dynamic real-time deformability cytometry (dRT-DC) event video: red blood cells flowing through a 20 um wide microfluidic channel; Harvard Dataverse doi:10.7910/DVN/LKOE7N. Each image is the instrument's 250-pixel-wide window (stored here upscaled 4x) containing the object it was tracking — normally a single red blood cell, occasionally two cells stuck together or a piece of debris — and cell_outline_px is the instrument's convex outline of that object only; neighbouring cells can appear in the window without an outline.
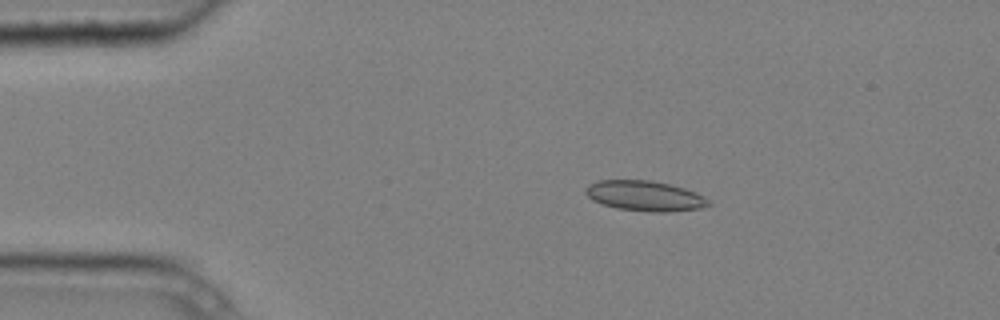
{"species": "common noctule bat (a hibernating species)", "species_latin": "Nyctalus noctula", "temperature_condition": "cold", "stored_images_in_passage": 5, "camera_frame_rate_fps": 3000, "um_per_image_px": 0.085, "animal": {"sex": "male", "body_mass_g": 20.4}, "frame": {"image": 1, "passage_image": 3, "time_ms": 0.667, "image_size_px": [1000, 320], "cell_outline_px": [[712, 204], [700, 208], [664, 212], [652, 212], [616, 208], [592, 200], [584, 192], [584, 188], [588, 184], [596, 180], [652, 180], [684, 188], [696, 192], [704, 196]], "centroid_in_image_um": [54.78, 16.64], "position_along_channel_um": 30.2, "area_um2": 21.68}}
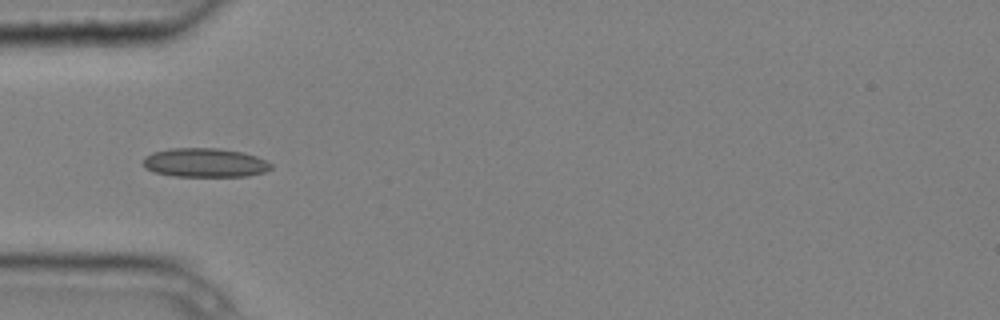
{"frame": {"image": 2, "passage_image": 5, "time_ms": 1.333, "image_size_px": [1000, 320], "cell_outline_px": [[272, 168], [264, 172], [248, 176], [176, 176], [156, 172], [148, 168], [144, 164], [144, 156], [152, 152], [168, 148], [220, 148], [244, 152], [256, 156], [272, 164]], "centroid_in_image_um": [17.44, 13.81], "position_along_channel_um": 67.6, "area_um2": 21.56}}